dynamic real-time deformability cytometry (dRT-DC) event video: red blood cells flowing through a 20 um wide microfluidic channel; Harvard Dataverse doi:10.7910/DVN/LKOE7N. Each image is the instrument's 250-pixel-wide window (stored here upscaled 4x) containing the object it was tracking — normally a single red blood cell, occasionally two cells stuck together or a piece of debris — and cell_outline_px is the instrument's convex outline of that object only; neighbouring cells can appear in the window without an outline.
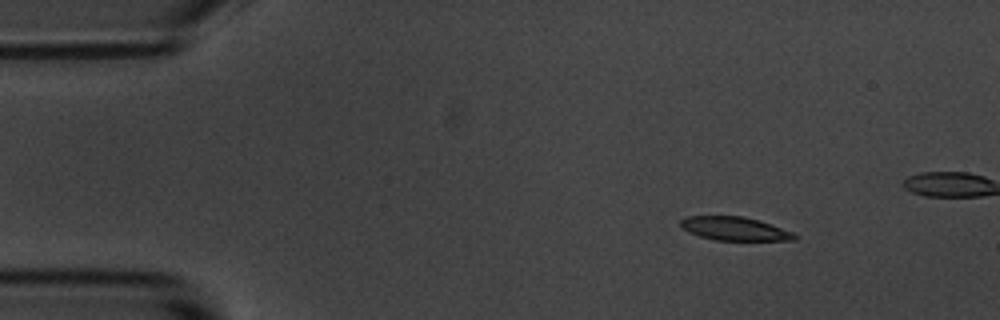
{"species": "common noctule bat (a hibernating species)", "species_latin": "Nyctalus noctula", "temperature_condition": "room temperature", "stored_images_in_passage": 50, "camera_frame_rate_fps": 3000, "um_per_image_px": 0.085, "animal": {"sex": "male", "body_mass_g": 20.1, "forearm_length_mm": 53.5}, "frame": {"image": 1, "passage_image": 1, "time_ms": 0.0, "image_size_px": [1000, 320], "cell_outline_px": [[796, 240], [712, 240], [688, 232], [680, 228], [680, 220], [688, 216], [744, 216], [772, 224], [792, 232], [796, 236]], "centroid_in_image_um": [62.4, 19.43], "position_along_channel_um": 22.6, "area_um2": 15.66}}
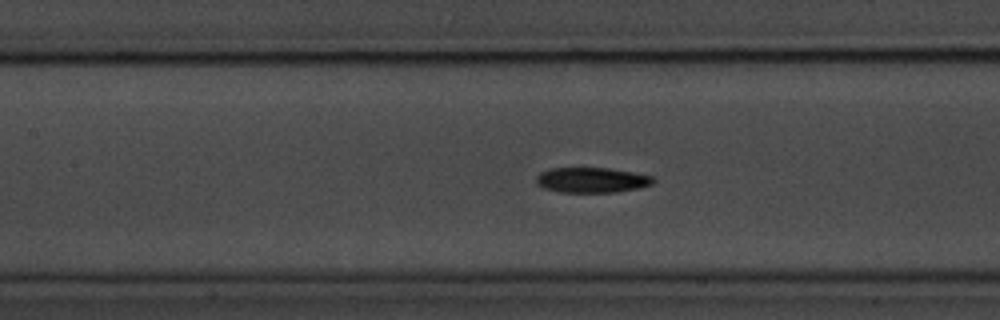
{"frame": {"image": 2, "passage_image": 18, "time_ms": 5.667, "image_size_px": [1000, 320], "cell_outline_px": [[656, 180], [652, 184], [640, 188], [616, 192], [560, 192], [544, 188], [536, 184], [536, 176], [540, 172], [552, 168], [608, 168], [632, 172], [652, 176]], "centroid_in_image_um": [50.3, 15.3], "position_along_channel_um": 157.1, "area_um2": 17.22}}
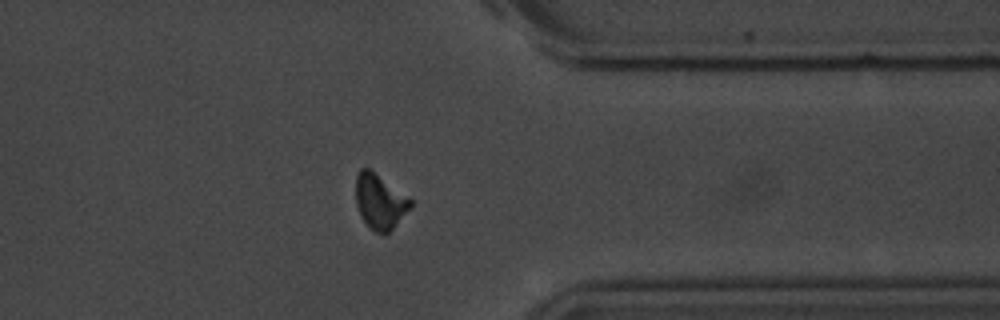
{"frame": {"image": 3, "passage_image": 37, "time_ms": 12.0, "image_size_px": [1000, 320], "cell_outline_px": [[412, 204], [392, 228], [384, 236], [368, 228], [360, 216], [356, 204], [356, 172], [360, 168], [372, 168], [408, 196], [412, 200]], "centroid_in_image_um": [32.25, 17.09], "position_along_channel_um": 379.2, "area_um2": 17.8}, "authors_computed_cell_mechanics": {"area_um2": 17.051, "velocity_mm_per_s": 3.6386, "shape_relaxation_time_tau1_ms": 2.7352, "shape_relaxation_time_tau2_ms": 6.0549, "deformation_change_tau1": 0.1679, "deformation_change_tau2": 0.1401}}